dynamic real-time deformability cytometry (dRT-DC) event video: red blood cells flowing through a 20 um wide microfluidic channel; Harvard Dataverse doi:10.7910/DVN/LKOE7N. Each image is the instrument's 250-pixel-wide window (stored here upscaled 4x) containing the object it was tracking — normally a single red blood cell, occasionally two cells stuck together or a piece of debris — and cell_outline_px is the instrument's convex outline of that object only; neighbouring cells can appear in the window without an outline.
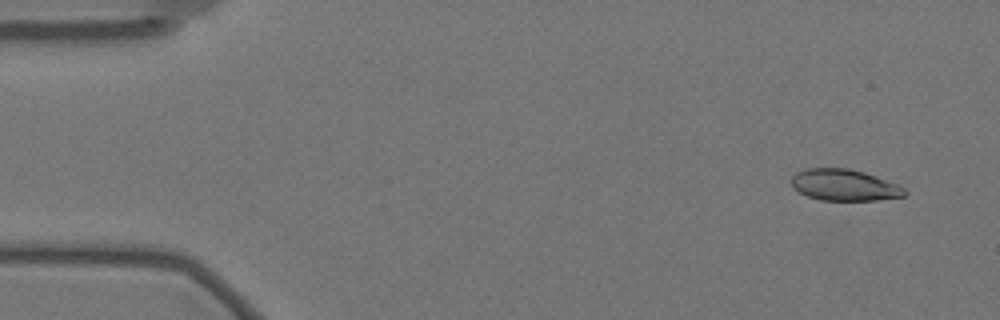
{"species": "Egyptian fruit bat (a non-hibernating species)", "species_latin": "Rousettus aegyptiacus", "temperature_condition": "warm", "stored_images_in_passage": 45, "camera_frame_rate_fps": 3000, "um_per_image_px": 0.085, "animal": {"sex": "female"}, "frame": {"image": 1, "passage_image": 4, "time_ms": 1.0, "image_size_px": [1000, 320], "cell_outline_px": [[908, 192], [904, 196], [876, 200], [820, 200], [808, 196], [792, 188], [792, 176], [796, 172], [808, 168], [848, 168], [864, 172], [900, 184]], "centroid_in_image_um": [71.79, 15.72], "position_along_channel_um": 13.2, "area_um2": 20.81}}
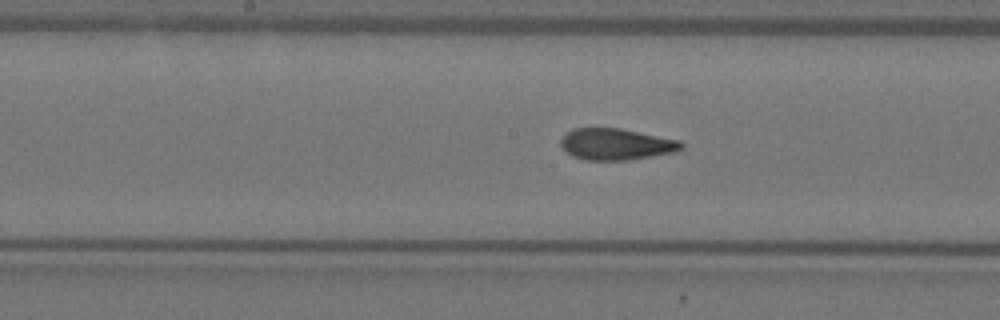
{"frame": {"image": 2, "passage_image": 29, "time_ms": 9.333, "image_size_px": [1000, 320], "cell_outline_px": [[684, 148], [676, 152], [628, 160], [584, 160], [572, 156], [560, 144], [560, 140], [572, 128], [620, 128], [680, 140], [684, 144]], "centroid_in_image_um": [52.4, 12.26], "position_along_channel_um": 195.8, "area_um2": 22.14}}
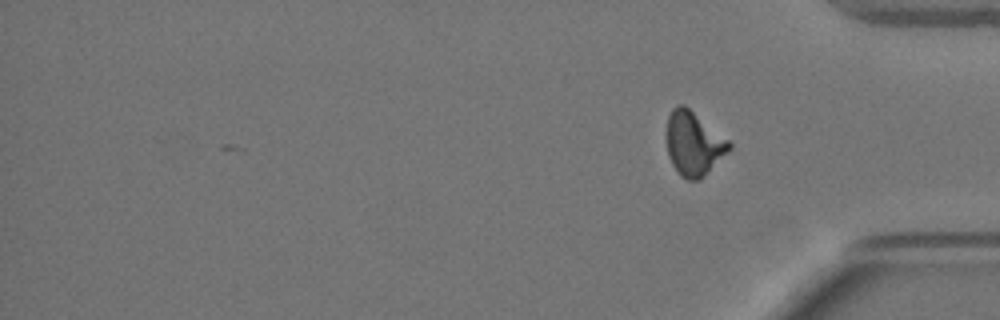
{"frame": {"image": 3, "passage_image": 45, "time_ms": 14.667, "image_size_px": [1000, 320], "cell_outline_px": [[732, 148], [700, 180], [688, 180], [680, 176], [672, 164], [668, 156], [664, 136], [664, 132], [668, 116], [672, 108], [676, 104], [684, 104], [728, 140], [732, 144]], "centroid_in_image_um": [58.9, 12.2], "position_along_channel_um": 376.3, "area_um2": 23.7}, "authors_computed_cell_mechanics": {"area_um2": 22.1952, "velocity_mm_per_s": 3.5074, "shape_relaxation_time_tau1_ms": 9.3927, "shape_relaxation_time_tau2_ms": 1.5474, "deformation_change_tau1": 0.2642, "deformation_change_tau2": 0.0806}}